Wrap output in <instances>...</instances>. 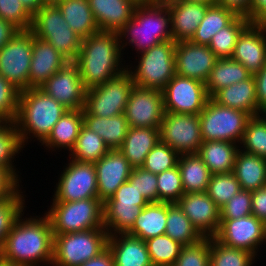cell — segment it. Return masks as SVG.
Here are the masks:
<instances>
[{
	"instance_id": "cell-62",
	"label": "cell",
	"mask_w": 266,
	"mask_h": 266,
	"mask_svg": "<svg viewBox=\"0 0 266 266\" xmlns=\"http://www.w3.org/2000/svg\"><path fill=\"white\" fill-rule=\"evenodd\" d=\"M21 2L32 15L44 5L41 0H21Z\"/></svg>"
},
{
	"instance_id": "cell-37",
	"label": "cell",
	"mask_w": 266,
	"mask_h": 266,
	"mask_svg": "<svg viewBox=\"0 0 266 266\" xmlns=\"http://www.w3.org/2000/svg\"><path fill=\"white\" fill-rule=\"evenodd\" d=\"M237 15L219 5L212 4L199 24L190 42L196 45H209L212 37L222 28L228 26Z\"/></svg>"
},
{
	"instance_id": "cell-49",
	"label": "cell",
	"mask_w": 266,
	"mask_h": 266,
	"mask_svg": "<svg viewBox=\"0 0 266 266\" xmlns=\"http://www.w3.org/2000/svg\"><path fill=\"white\" fill-rule=\"evenodd\" d=\"M0 18L11 23L19 31L30 30L33 15L21 0H0Z\"/></svg>"
},
{
	"instance_id": "cell-52",
	"label": "cell",
	"mask_w": 266,
	"mask_h": 266,
	"mask_svg": "<svg viewBox=\"0 0 266 266\" xmlns=\"http://www.w3.org/2000/svg\"><path fill=\"white\" fill-rule=\"evenodd\" d=\"M128 182L135 185L148 203L158 202L157 175L144 170L142 167H135L130 173Z\"/></svg>"
},
{
	"instance_id": "cell-9",
	"label": "cell",
	"mask_w": 266,
	"mask_h": 266,
	"mask_svg": "<svg viewBox=\"0 0 266 266\" xmlns=\"http://www.w3.org/2000/svg\"><path fill=\"white\" fill-rule=\"evenodd\" d=\"M250 117L242 110L222 106L209 98L199 114L202 139L240 144Z\"/></svg>"
},
{
	"instance_id": "cell-18",
	"label": "cell",
	"mask_w": 266,
	"mask_h": 266,
	"mask_svg": "<svg viewBox=\"0 0 266 266\" xmlns=\"http://www.w3.org/2000/svg\"><path fill=\"white\" fill-rule=\"evenodd\" d=\"M218 58L208 45H196L190 41L176 42V74L205 83Z\"/></svg>"
},
{
	"instance_id": "cell-30",
	"label": "cell",
	"mask_w": 266,
	"mask_h": 266,
	"mask_svg": "<svg viewBox=\"0 0 266 266\" xmlns=\"http://www.w3.org/2000/svg\"><path fill=\"white\" fill-rule=\"evenodd\" d=\"M240 145L228 141H203L197 154L212 174L230 173Z\"/></svg>"
},
{
	"instance_id": "cell-65",
	"label": "cell",
	"mask_w": 266,
	"mask_h": 266,
	"mask_svg": "<svg viewBox=\"0 0 266 266\" xmlns=\"http://www.w3.org/2000/svg\"><path fill=\"white\" fill-rule=\"evenodd\" d=\"M0 266H21V265H13V264H10V263H7V262H4L0 259Z\"/></svg>"
},
{
	"instance_id": "cell-54",
	"label": "cell",
	"mask_w": 266,
	"mask_h": 266,
	"mask_svg": "<svg viewBox=\"0 0 266 266\" xmlns=\"http://www.w3.org/2000/svg\"><path fill=\"white\" fill-rule=\"evenodd\" d=\"M104 203H127L134 205H147L148 201L142 196L135 185L128 181L118 187L116 192Z\"/></svg>"
},
{
	"instance_id": "cell-2",
	"label": "cell",
	"mask_w": 266,
	"mask_h": 266,
	"mask_svg": "<svg viewBox=\"0 0 266 266\" xmlns=\"http://www.w3.org/2000/svg\"><path fill=\"white\" fill-rule=\"evenodd\" d=\"M123 54L117 32L99 31L82 39L73 62L79 68L85 89L100 86L126 70Z\"/></svg>"
},
{
	"instance_id": "cell-11",
	"label": "cell",
	"mask_w": 266,
	"mask_h": 266,
	"mask_svg": "<svg viewBox=\"0 0 266 266\" xmlns=\"http://www.w3.org/2000/svg\"><path fill=\"white\" fill-rule=\"evenodd\" d=\"M33 33L18 31L0 48V75L20 91L29 89Z\"/></svg>"
},
{
	"instance_id": "cell-61",
	"label": "cell",
	"mask_w": 266,
	"mask_h": 266,
	"mask_svg": "<svg viewBox=\"0 0 266 266\" xmlns=\"http://www.w3.org/2000/svg\"><path fill=\"white\" fill-rule=\"evenodd\" d=\"M19 30L0 18V48L10 41Z\"/></svg>"
},
{
	"instance_id": "cell-59",
	"label": "cell",
	"mask_w": 266,
	"mask_h": 266,
	"mask_svg": "<svg viewBox=\"0 0 266 266\" xmlns=\"http://www.w3.org/2000/svg\"><path fill=\"white\" fill-rule=\"evenodd\" d=\"M246 18L251 24L266 25V0H252L250 12Z\"/></svg>"
},
{
	"instance_id": "cell-3",
	"label": "cell",
	"mask_w": 266,
	"mask_h": 266,
	"mask_svg": "<svg viewBox=\"0 0 266 266\" xmlns=\"http://www.w3.org/2000/svg\"><path fill=\"white\" fill-rule=\"evenodd\" d=\"M121 50L132 46L139 54L172 39L170 11L164 0L138 3L129 20L118 32ZM124 49V50H123Z\"/></svg>"
},
{
	"instance_id": "cell-55",
	"label": "cell",
	"mask_w": 266,
	"mask_h": 266,
	"mask_svg": "<svg viewBox=\"0 0 266 266\" xmlns=\"http://www.w3.org/2000/svg\"><path fill=\"white\" fill-rule=\"evenodd\" d=\"M20 188L19 181L6 168L0 166V201L13 196Z\"/></svg>"
},
{
	"instance_id": "cell-44",
	"label": "cell",
	"mask_w": 266,
	"mask_h": 266,
	"mask_svg": "<svg viewBox=\"0 0 266 266\" xmlns=\"http://www.w3.org/2000/svg\"><path fill=\"white\" fill-rule=\"evenodd\" d=\"M153 266L175 265L182 245L162 234L145 241Z\"/></svg>"
},
{
	"instance_id": "cell-64",
	"label": "cell",
	"mask_w": 266,
	"mask_h": 266,
	"mask_svg": "<svg viewBox=\"0 0 266 266\" xmlns=\"http://www.w3.org/2000/svg\"><path fill=\"white\" fill-rule=\"evenodd\" d=\"M43 4H56L59 0H41Z\"/></svg>"
},
{
	"instance_id": "cell-38",
	"label": "cell",
	"mask_w": 266,
	"mask_h": 266,
	"mask_svg": "<svg viewBox=\"0 0 266 266\" xmlns=\"http://www.w3.org/2000/svg\"><path fill=\"white\" fill-rule=\"evenodd\" d=\"M165 235L179 242L182 246L196 244L204 238L180 207L170 203H167Z\"/></svg>"
},
{
	"instance_id": "cell-63",
	"label": "cell",
	"mask_w": 266,
	"mask_h": 266,
	"mask_svg": "<svg viewBox=\"0 0 266 266\" xmlns=\"http://www.w3.org/2000/svg\"><path fill=\"white\" fill-rule=\"evenodd\" d=\"M189 3H195V2H202V3H208V4H215L216 0H182Z\"/></svg>"
},
{
	"instance_id": "cell-53",
	"label": "cell",
	"mask_w": 266,
	"mask_h": 266,
	"mask_svg": "<svg viewBox=\"0 0 266 266\" xmlns=\"http://www.w3.org/2000/svg\"><path fill=\"white\" fill-rule=\"evenodd\" d=\"M252 214L251 191L240 190L220 208L221 219H238Z\"/></svg>"
},
{
	"instance_id": "cell-47",
	"label": "cell",
	"mask_w": 266,
	"mask_h": 266,
	"mask_svg": "<svg viewBox=\"0 0 266 266\" xmlns=\"http://www.w3.org/2000/svg\"><path fill=\"white\" fill-rule=\"evenodd\" d=\"M158 202L176 204L184 194L178 165L157 174Z\"/></svg>"
},
{
	"instance_id": "cell-42",
	"label": "cell",
	"mask_w": 266,
	"mask_h": 266,
	"mask_svg": "<svg viewBox=\"0 0 266 266\" xmlns=\"http://www.w3.org/2000/svg\"><path fill=\"white\" fill-rule=\"evenodd\" d=\"M256 257L251 252L226 246L210 237L209 266H252Z\"/></svg>"
},
{
	"instance_id": "cell-28",
	"label": "cell",
	"mask_w": 266,
	"mask_h": 266,
	"mask_svg": "<svg viewBox=\"0 0 266 266\" xmlns=\"http://www.w3.org/2000/svg\"><path fill=\"white\" fill-rule=\"evenodd\" d=\"M83 125V109L68 110L62 115L60 120L53 127L47 139L40 144L48 151L55 149L60 151L73 149L76 139L79 136L81 126Z\"/></svg>"
},
{
	"instance_id": "cell-10",
	"label": "cell",
	"mask_w": 266,
	"mask_h": 266,
	"mask_svg": "<svg viewBox=\"0 0 266 266\" xmlns=\"http://www.w3.org/2000/svg\"><path fill=\"white\" fill-rule=\"evenodd\" d=\"M134 86L132 75L126 69L102 85L86 90L83 109L97 117L123 114Z\"/></svg>"
},
{
	"instance_id": "cell-58",
	"label": "cell",
	"mask_w": 266,
	"mask_h": 266,
	"mask_svg": "<svg viewBox=\"0 0 266 266\" xmlns=\"http://www.w3.org/2000/svg\"><path fill=\"white\" fill-rule=\"evenodd\" d=\"M216 4L233 11L237 16L246 17L250 12L252 0H216Z\"/></svg>"
},
{
	"instance_id": "cell-14",
	"label": "cell",
	"mask_w": 266,
	"mask_h": 266,
	"mask_svg": "<svg viewBox=\"0 0 266 266\" xmlns=\"http://www.w3.org/2000/svg\"><path fill=\"white\" fill-rule=\"evenodd\" d=\"M164 111L199 115L209 100L205 83L175 75L162 90Z\"/></svg>"
},
{
	"instance_id": "cell-67",
	"label": "cell",
	"mask_w": 266,
	"mask_h": 266,
	"mask_svg": "<svg viewBox=\"0 0 266 266\" xmlns=\"http://www.w3.org/2000/svg\"><path fill=\"white\" fill-rule=\"evenodd\" d=\"M262 115L266 118V110L262 113Z\"/></svg>"
},
{
	"instance_id": "cell-29",
	"label": "cell",
	"mask_w": 266,
	"mask_h": 266,
	"mask_svg": "<svg viewBox=\"0 0 266 266\" xmlns=\"http://www.w3.org/2000/svg\"><path fill=\"white\" fill-rule=\"evenodd\" d=\"M234 175L241 190L255 191L266 184V159L238 150L234 163Z\"/></svg>"
},
{
	"instance_id": "cell-43",
	"label": "cell",
	"mask_w": 266,
	"mask_h": 266,
	"mask_svg": "<svg viewBox=\"0 0 266 266\" xmlns=\"http://www.w3.org/2000/svg\"><path fill=\"white\" fill-rule=\"evenodd\" d=\"M239 145L242 151L266 159V118L262 114L248 119Z\"/></svg>"
},
{
	"instance_id": "cell-19",
	"label": "cell",
	"mask_w": 266,
	"mask_h": 266,
	"mask_svg": "<svg viewBox=\"0 0 266 266\" xmlns=\"http://www.w3.org/2000/svg\"><path fill=\"white\" fill-rule=\"evenodd\" d=\"M203 237H214L220 226V208L206 194L186 193L176 203Z\"/></svg>"
},
{
	"instance_id": "cell-24",
	"label": "cell",
	"mask_w": 266,
	"mask_h": 266,
	"mask_svg": "<svg viewBox=\"0 0 266 266\" xmlns=\"http://www.w3.org/2000/svg\"><path fill=\"white\" fill-rule=\"evenodd\" d=\"M100 31L119 32L132 19L135 0H88Z\"/></svg>"
},
{
	"instance_id": "cell-51",
	"label": "cell",
	"mask_w": 266,
	"mask_h": 266,
	"mask_svg": "<svg viewBox=\"0 0 266 266\" xmlns=\"http://www.w3.org/2000/svg\"><path fill=\"white\" fill-rule=\"evenodd\" d=\"M20 90L0 75V119L15 121L18 114Z\"/></svg>"
},
{
	"instance_id": "cell-60",
	"label": "cell",
	"mask_w": 266,
	"mask_h": 266,
	"mask_svg": "<svg viewBox=\"0 0 266 266\" xmlns=\"http://www.w3.org/2000/svg\"><path fill=\"white\" fill-rule=\"evenodd\" d=\"M80 266H114V259L108 247L98 256L84 262Z\"/></svg>"
},
{
	"instance_id": "cell-34",
	"label": "cell",
	"mask_w": 266,
	"mask_h": 266,
	"mask_svg": "<svg viewBox=\"0 0 266 266\" xmlns=\"http://www.w3.org/2000/svg\"><path fill=\"white\" fill-rule=\"evenodd\" d=\"M167 203H148L137 216L132 229L127 233L146 241L149 238L165 234Z\"/></svg>"
},
{
	"instance_id": "cell-22",
	"label": "cell",
	"mask_w": 266,
	"mask_h": 266,
	"mask_svg": "<svg viewBox=\"0 0 266 266\" xmlns=\"http://www.w3.org/2000/svg\"><path fill=\"white\" fill-rule=\"evenodd\" d=\"M170 11L172 39L176 42L190 41L204 19L208 3H189L182 0H164Z\"/></svg>"
},
{
	"instance_id": "cell-21",
	"label": "cell",
	"mask_w": 266,
	"mask_h": 266,
	"mask_svg": "<svg viewBox=\"0 0 266 266\" xmlns=\"http://www.w3.org/2000/svg\"><path fill=\"white\" fill-rule=\"evenodd\" d=\"M98 198L104 203L118 189L120 185L127 182L133 167L118 150H110L100 160L94 162Z\"/></svg>"
},
{
	"instance_id": "cell-57",
	"label": "cell",
	"mask_w": 266,
	"mask_h": 266,
	"mask_svg": "<svg viewBox=\"0 0 266 266\" xmlns=\"http://www.w3.org/2000/svg\"><path fill=\"white\" fill-rule=\"evenodd\" d=\"M252 215L266 224V190L264 188L251 192Z\"/></svg>"
},
{
	"instance_id": "cell-35",
	"label": "cell",
	"mask_w": 266,
	"mask_h": 266,
	"mask_svg": "<svg viewBox=\"0 0 266 266\" xmlns=\"http://www.w3.org/2000/svg\"><path fill=\"white\" fill-rule=\"evenodd\" d=\"M252 74L232 58L218 59L210 71L205 87L211 98L217 91L232 84L245 81Z\"/></svg>"
},
{
	"instance_id": "cell-45",
	"label": "cell",
	"mask_w": 266,
	"mask_h": 266,
	"mask_svg": "<svg viewBox=\"0 0 266 266\" xmlns=\"http://www.w3.org/2000/svg\"><path fill=\"white\" fill-rule=\"evenodd\" d=\"M22 189L13 196L0 201V252L6 240L7 234L12 229L16 220L25 213V197Z\"/></svg>"
},
{
	"instance_id": "cell-40",
	"label": "cell",
	"mask_w": 266,
	"mask_h": 266,
	"mask_svg": "<svg viewBox=\"0 0 266 266\" xmlns=\"http://www.w3.org/2000/svg\"><path fill=\"white\" fill-rule=\"evenodd\" d=\"M23 147L15 121H1L0 166L6 168L20 183L19 171L13 162L16 161V154L22 152Z\"/></svg>"
},
{
	"instance_id": "cell-46",
	"label": "cell",
	"mask_w": 266,
	"mask_h": 266,
	"mask_svg": "<svg viewBox=\"0 0 266 266\" xmlns=\"http://www.w3.org/2000/svg\"><path fill=\"white\" fill-rule=\"evenodd\" d=\"M241 190L233 172L212 174L206 194L221 208Z\"/></svg>"
},
{
	"instance_id": "cell-33",
	"label": "cell",
	"mask_w": 266,
	"mask_h": 266,
	"mask_svg": "<svg viewBox=\"0 0 266 266\" xmlns=\"http://www.w3.org/2000/svg\"><path fill=\"white\" fill-rule=\"evenodd\" d=\"M177 165L184 194L206 192L212 173L197 153L179 155Z\"/></svg>"
},
{
	"instance_id": "cell-39",
	"label": "cell",
	"mask_w": 266,
	"mask_h": 266,
	"mask_svg": "<svg viewBox=\"0 0 266 266\" xmlns=\"http://www.w3.org/2000/svg\"><path fill=\"white\" fill-rule=\"evenodd\" d=\"M109 151L103 139L83 124L69 158L78 162L94 163Z\"/></svg>"
},
{
	"instance_id": "cell-6",
	"label": "cell",
	"mask_w": 266,
	"mask_h": 266,
	"mask_svg": "<svg viewBox=\"0 0 266 266\" xmlns=\"http://www.w3.org/2000/svg\"><path fill=\"white\" fill-rule=\"evenodd\" d=\"M175 46L173 40H167L139 53L136 59L138 65H127L126 68L132 75L134 84L162 91L176 75Z\"/></svg>"
},
{
	"instance_id": "cell-16",
	"label": "cell",
	"mask_w": 266,
	"mask_h": 266,
	"mask_svg": "<svg viewBox=\"0 0 266 266\" xmlns=\"http://www.w3.org/2000/svg\"><path fill=\"white\" fill-rule=\"evenodd\" d=\"M164 113L161 90L133 87L124 112L129 127L159 128Z\"/></svg>"
},
{
	"instance_id": "cell-36",
	"label": "cell",
	"mask_w": 266,
	"mask_h": 266,
	"mask_svg": "<svg viewBox=\"0 0 266 266\" xmlns=\"http://www.w3.org/2000/svg\"><path fill=\"white\" fill-rule=\"evenodd\" d=\"M146 205L103 203V222L109 236L127 234Z\"/></svg>"
},
{
	"instance_id": "cell-50",
	"label": "cell",
	"mask_w": 266,
	"mask_h": 266,
	"mask_svg": "<svg viewBox=\"0 0 266 266\" xmlns=\"http://www.w3.org/2000/svg\"><path fill=\"white\" fill-rule=\"evenodd\" d=\"M210 237H204L198 243L182 246L174 266H209Z\"/></svg>"
},
{
	"instance_id": "cell-32",
	"label": "cell",
	"mask_w": 266,
	"mask_h": 266,
	"mask_svg": "<svg viewBox=\"0 0 266 266\" xmlns=\"http://www.w3.org/2000/svg\"><path fill=\"white\" fill-rule=\"evenodd\" d=\"M83 124L97 133L110 150L122 145L129 129L124 113L105 118L88 114L83 109Z\"/></svg>"
},
{
	"instance_id": "cell-20",
	"label": "cell",
	"mask_w": 266,
	"mask_h": 266,
	"mask_svg": "<svg viewBox=\"0 0 266 266\" xmlns=\"http://www.w3.org/2000/svg\"><path fill=\"white\" fill-rule=\"evenodd\" d=\"M252 75L266 65V25L249 23L239 34L231 57Z\"/></svg>"
},
{
	"instance_id": "cell-4",
	"label": "cell",
	"mask_w": 266,
	"mask_h": 266,
	"mask_svg": "<svg viewBox=\"0 0 266 266\" xmlns=\"http://www.w3.org/2000/svg\"><path fill=\"white\" fill-rule=\"evenodd\" d=\"M67 111V108L40 88L20 91L15 123L24 148L31 138H36L42 144Z\"/></svg>"
},
{
	"instance_id": "cell-5",
	"label": "cell",
	"mask_w": 266,
	"mask_h": 266,
	"mask_svg": "<svg viewBox=\"0 0 266 266\" xmlns=\"http://www.w3.org/2000/svg\"><path fill=\"white\" fill-rule=\"evenodd\" d=\"M45 215L50 220L53 236L104 227L103 202L99 198L52 201Z\"/></svg>"
},
{
	"instance_id": "cell-26",
	"label": "cell",
	"mask_w": 266,
	"mask_h": 266,
	"mask_svg": "<svg viewBox=\"0 0 266 266\" xmlns=\"http://www.w3.org/2000/svg\"><path fill=\"white\" fill-rule=\"evenodd\" d=\"M216 103L242 110L250 116L258 115V104L254 76L217 91L211 97Z\"/></svg>"
},
{
	"instance_id": "cell-56",
	"label": "cell",
	"mask_w": 266,
	"mask_h": 266,
	"mask_svg": "<svg viewBox=\"0 0 266 266\" xmlns=\"http://www.w3.org/2000/svg\"><path fill=\"white\" fill-rule=\"evenodd\" d=\"M258 115L266 110V65L254 75Z\"/></svg>"
},
{
	"instance_id": "cell-27",
	"label": "cell",
	"mask_w": 266,
	"mask_h": 266,
	"mask_svg": "<svg viewBox=\"0 0 266 266\" xmlns=\"http://www.w3.org/2000/svg\"><path fill=\"white\" fill-rule=\"evenodd\" d=\"M159 140V128L129 127L124 142L118 150L133 168L141 167L147 154Z\"/></svg>"
},
{
	"instance_id": "cell-31",
	"label": "cell",
	"mask_w": 266,
	"mask_h": 266,
	"mask_svg": "<svg viewBox=\"0 0 266 266\" xmlns=\"http://www.w3.org/2000/svg\"><path fill=\"white\" fill-rule=\"evenodd\" d=\"M56 5L66 23L81 39L100 31L88 0H59Z\"/></svg>"
},
{
	"instance_id": "cell-23",
	"label": "cell",
	"mask_w": 266,
	"mask_h": 266,
	"mask_svg": "<svg viewBox=\"0 0 266 266\" xmlns=\"http://www.w3.org/2000/svg\"><path fill=\"white\" fill-rule=\"evenodd\" d=\"M68 62L52 45L33 34L29 88H39Z\"/></svg>"
},
{
	"instance_id": "cell-15",
	"label": "cell",
	"mask_w": 266,
	"mask_h": 266,
	"mask_svg": "<svg viewBox=\"0 0 266 266\" xmlns=\"http://www.w3.org/2000/svg\"><path fill=\"white\" fill-rule=\"evenodd\" d=\"M214 237L226 246L259 256L260 245L266 243V224L252 214L238 219H221Z\"/></svg>"
},
{
	"instance_id": "cell-66",
	"label": "cell",
	"mask_w": 266,
	"mask_h": 266,
	"mask_svg": "<svg viewBox=\"0 0 266 266\" xmlns=\"http://www.w3.org/2000/svg\"><path fill=\"white\" fill-rule=\"evenodd\" d=\"M138 3H145V2H149L150 0H135Z\"/></svg>"
},
{
	"instance_id": "cell-1",
	"label": "cell",
	"mask_w": 266,
	"mask_h": 266,
	"mask_svg": "<svg viewBox=\"0 0 266 266\" xmlns=\"http://www.w3.org/2000/svg\"><path fill=\"white\" fill-rule=\"evenodd\" d=\"M16 220L6 236L0 252L4 262L21 266H51L53 259V231L44 214ZM23 218V219H21ZM40 264V265H39Z\"/></svg>"
},
{
	"instance_id": "cell-17",
	"label": "cell",
	"mask_w": 266,
	"mask_h": 266,
	"mask_svg": "<svg viewBox=\"0 0 266 266\" xmlns=\"http://www.w3.org/2000/svg\"><path fill=\"white\" fill-rule=\"evenodd\" d=\"M68 110L84 108L86 89L78 66L69 61L39 87Z\"/></svg>"
},
{
	"instance_id": "cell-41",
	"label": "cell",
	"mask_w": 266,
	"mask_h": 266,
	"mask_svg": "<svg viewBox=\"0 0 266 266\" xmlns=\"http://www.w3.org/2000/svg\"><path fill=\"white\" fill-rule=\"evenodd\" d=\"M249 23L246 17L237 16L228 26L212 37L208 47L218 59L231 58L239 34Z\"/></svg>"
},
{
	"instance_id": "cell-12",
	"label": "cell",
	"mask_w": 266,
	"mask_h": 266,
	"mask_svg": "<svg viewBox=\"0 0 266 266\" xmlns=\"http://www.w3.org/2000/svg\"><path fill=\"white\" fill-rule=\"evenodd\" d=\"M54 188L52 201L74 202L98 198L94 163L78 162L69 158Z\"/></svg>"
},
{
	"instance_id": "cell-13",
	"label": "cell",
	"mask_w": 266,
	"mask_h": 266,
	"mask_svg": "<svg viewBox=\"0 0 266 266\" xmlns=\"http://www.w3.org/2000/svg\"><path fill=\"white\" fill-rule=\"evenodd\" d=\"M159 136L179 155L197 153L203 143L199 115L165 112Z\"/></svg>"
},
{
	"instance_id": "cell-8",
	"label": "cell",
	"mask_w": 266,
	"mask_h": 266,
	"mask_svg": "<svg viewBox=\"0 0 266 266\" xmlns=\"http://www.w3.org/2000/svg\"><path fill=\"white\" fill-rule=\"evenodd\" d=\"M30 31L47 41L69 61L76 59L82 39L66 23L56 4H44L33 15Z\"/></svg>"
},
{
	"instance_id": "cell-48",
	"label": "cell",
	"mask_w": 266,
	"mask_h": 266,
	"mask_svg": "<svg viewBox=\"0 0 266 266\" xmlns=\"http://www.w3.org/2000/svg\"><path fill=\"white\" fill-rule=\"evenodd\" d=\"M178 158L179 154L176 151L159 140V142L147 154L145 162L141 167L144 170L157 175L176 167L178 164Z\"/></svg>"
},
{
	"instance_id": "cell-7",
	"label": "cell",
	"mask_w": 266,
	"mask_h": 266,
	"mask_svg": "<svg viewBox=\"0 0 266 266\" xmlns=\"http://www.w3.org/2000/svg\"><path fill=\"white\" fill-rule=\"evenodd\" d=\"M106 229L95 228L53 236L52 266H80L107 248Z\"/></svg>"
},
{
	"instance_id": "cell-25",
	"label": "cell",
	"mask_w": 266,
	"mask_h": 266,
	"mask_svg": "<svg viewBox=\"0 0 266 266\" xmlns=\"http://www.w3.org/2000/svg\"><path fill=\"white\" fill-rule=\"evenodd\" d=\"M107 247L112 253L114 266H153L144 240L129 234L108 237Z\"/></svg>"
}]
</instances>
